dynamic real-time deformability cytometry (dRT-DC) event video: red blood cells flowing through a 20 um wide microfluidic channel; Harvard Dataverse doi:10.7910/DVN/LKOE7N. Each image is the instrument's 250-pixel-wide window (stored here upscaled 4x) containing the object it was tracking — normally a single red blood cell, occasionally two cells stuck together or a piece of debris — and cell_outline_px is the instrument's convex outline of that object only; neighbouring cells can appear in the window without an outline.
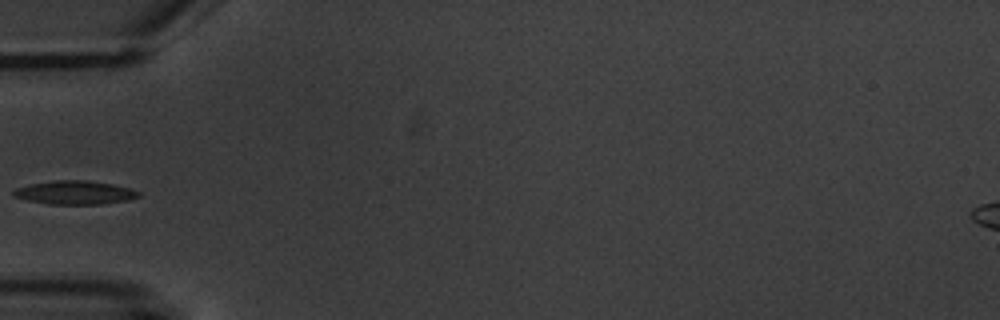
{"species": "common noctule bat (a hibernating species)", "species_latin": "Nyctalus noctula", "temperature_condition": "warm", "stored_images_in_passage": 4, "camera_frame_rate_fps": 3000, "um_per_image_px": 0.085, "animal": {"sex": "male", "body_mass_g": 20.1, "forearm_length_mm": 53.5}, "frame": {"image": 1, "passage_image": 4, "time_ms": 4.0, "image_size_px": [1000, 320], "cell_outline_px": [[140, 196], [128, 200], [100, 204], [48, 204], [28, 200], [12, 196], [12, 192], [16, 188], [28, 184], [52, 180], [88, 180], [112, 184], [132, 188], [140, 192]], "centroid_in_image_um": [6.35, 16.36], "position_along_channel_um": 78.6, "area_um2": 17.34}}